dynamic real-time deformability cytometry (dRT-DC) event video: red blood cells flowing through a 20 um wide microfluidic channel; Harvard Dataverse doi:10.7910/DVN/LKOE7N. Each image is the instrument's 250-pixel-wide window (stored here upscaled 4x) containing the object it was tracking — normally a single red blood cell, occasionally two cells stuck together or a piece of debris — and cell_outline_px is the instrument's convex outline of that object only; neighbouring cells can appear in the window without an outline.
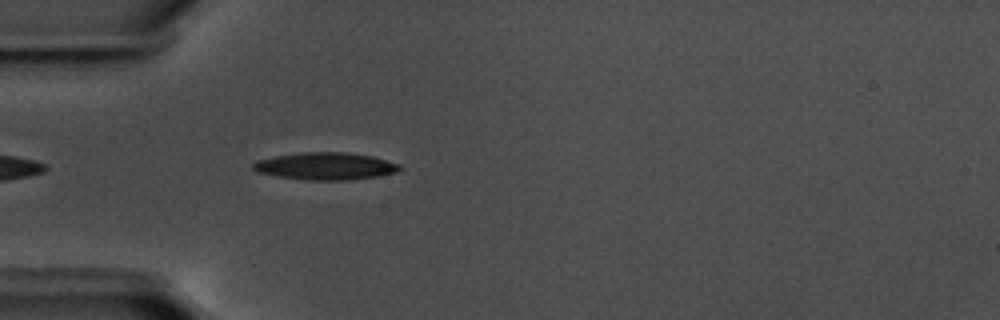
{"species": "common noctule bat (a hibernating species)", "species_latin": "Nyctalus noctula", "temperature_condition": "warm", "stored_images_in_passage": 41, "camera_frame_rate_fps": 3000, "um_per_image_px": 0.085, "animal": {"sex": "male", "body_mass_g": 17.5, "forearm_length_mm": 52.3}, "frame": {"image": 1, "passage_image": 3, "time_ms": 0.667, "image_size_px": [1000, 320], "cell_outline_px": [[400, 168], [396, 172], [380, 176], [348, 180], [312, 180], [276, 176], [256, 172], [252, 168], [252, 164], [256, 160], [276, 156], [300, 152], [348, 152], [372, 156], [400, 164]], "centroid_in_image_um": [27.65, 14.12], "position_along_channel_um": 57.4, "area_um2": 23.35}}
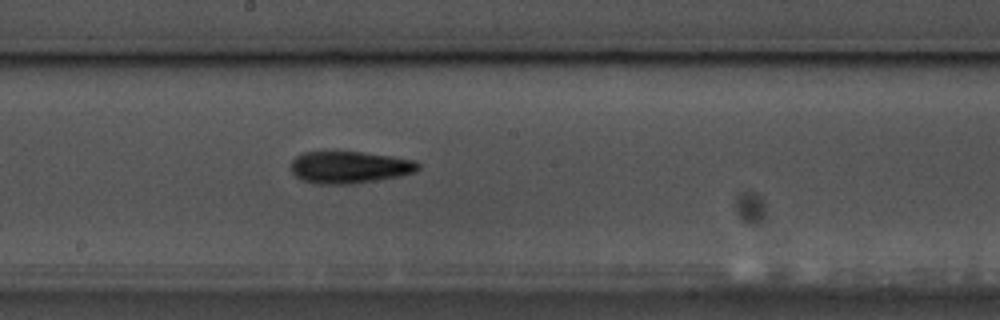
{"frame": {"image": 2, "passage_image": 17, "time_ms": 5.333, "image_size_px": [1000, 320], "cell_outline_px": [[420, 168], [416, 172], [400, 176], [352, 184], [316, 184], [300, 180], [292, 172], [292, 160], [296, 156], [304, 152], [364, 152], [392, 156], [416, 160], [420, 164]], "centroid_in_image_um": [29.74, 14.22], "position_along_channel_um": 218.5, "area_um2": 23.93}}
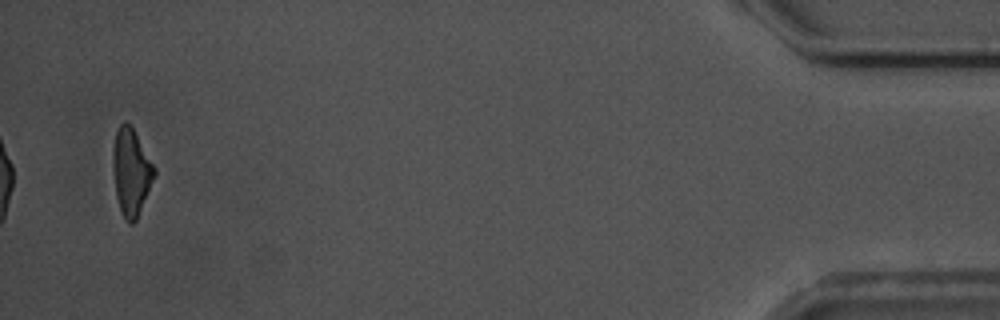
{"frame": {"image": 3, "passage_image": 41, "time_ms": 13.333, "image_size_px": [1000, 320], "cell_outline_px": [[156, 172], [136, 220], [132, 224], [124, 220], [116, 196], [112, 168], [112, 152], [116, 132], [120, 124], [124, 120], [128, 120], [156, 168]], "centroid_in_image_um": [11.13, 14.58], "position_along_channel_um": 424.1, "area_um2": 20.92}, "authors_computed_cell_mechanics": {"area_um2": 22.4842, "velocity_mm_per_s": 3.585, "shape_relaxation_time_tau1_ms": 4.9246, "shape_relaxation_time_tau2_ms": 5.807, "deformation_change_tau1": 0.1807, "deformation_change_tau2": 0.1635}}